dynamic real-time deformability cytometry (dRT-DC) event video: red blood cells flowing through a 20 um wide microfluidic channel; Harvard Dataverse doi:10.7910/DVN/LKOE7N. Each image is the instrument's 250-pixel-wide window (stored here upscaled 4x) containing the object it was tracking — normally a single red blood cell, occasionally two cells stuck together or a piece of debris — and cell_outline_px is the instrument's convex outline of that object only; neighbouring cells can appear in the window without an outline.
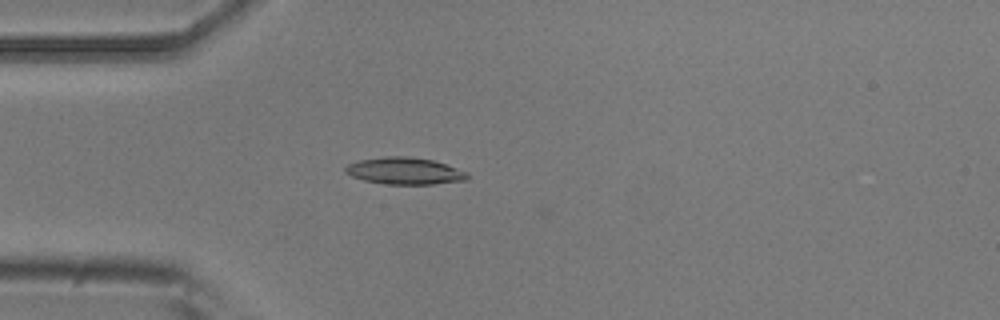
{"species": "common noctule bat (a hibernating species)", "species_latin": "Nyctalus noctula", "temperature_condition": "room temperature", "stored_images_in_passage": 3, "camera_frame_rate_fps": 3000, "um_per_image_px": 0.085, "animal": {"sex": "male", "body_mass_g": 20.5, "forearm_length_mm": 52.5}, "frame": {"image": 1, "passage_image": 3, "time_ms": 2.333, "image_size_px": [1000, 320], "cell_outline_px": [[468, 180], [432, 184], [384, 184], [364, 180], [352, 176], [344, 172], [344, 168], [348, 164], [360, 160], [384, 156], [408, 156], [432, 160], [468, 172]], "centroid_in_image_um": [34.38, 14.53], "position_along_channel_um": 50.6, "area_um2": 19.07}}